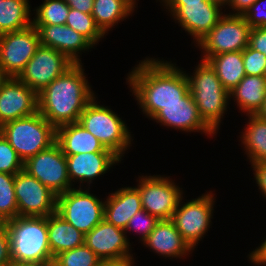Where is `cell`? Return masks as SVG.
<instances>
[{"instance_id": "cell-1", "label": "cell", "mask_w": 266, "mask_h": 266, "mask_svg": "<svg viewBox=\"0 0 266 266\" xmlns=\"http://www.w3.org/2000/svg\"><path fill=\"white\" fill-rule=\"evenodd\" d=\"M138 62L125 79L129 92L147 118L151 119L167 104L180 103L189 92L185 69L176 62L150 56Z\"/></svg>"}, {"instance_id": "cell-2", "label": "cell", "mask_w": 266, "mask_h": 266, "mask_svg": "<svg viewBox=\"0 0 266 266\" xmlns=\"http://www.w3.org/2000/svg\"><path fill=\"white\" fill-rule=\"evenodd\" d=\"M84 71L83 63H74L38 93V112L55 128L78 122L96 96Z\"/></svg>"}, {"instance_id": "cell-3", "label": "cell", "mask_w": 266, "mask_h": 266, "mask_svg": "<svg viewBox=\"0 0 266 266\" xmlns=\"http://www.w3.org/2000/svg\"><path fill=\"white\" fill-rule=\"evenodd\" d=\"M196 65L191 75L185 71L189 91L203 121L218 134L220 123L230 109V95L208 61L200 59Z\"/></svg>"}, {"instance_id": "cell-4", "label": "cell", "mask_w": 266, "mask_h": 266, "mask_svg": "<svg viewBox=\"0 0 266 266\" xmlns=\"http://www.w3.org/2000/svg\"><path fill=\"white\" fill-rule=\"evenodd\" d=\"M111 107L100 105L97 95L86 105L78 123L121 160L134 140L125 120Z\"/></svg>"}, {"instance_id": "cell-5", "label": "cell", "mask_w": 266, "mask_h": 266, "mask_svg": "<svg viewBox=\"0 0 266 266\" xmlns=\"http://www.w3.org/2000/svg\"><path fill=\"white\" fill-rule=\"evenodd\" d=\"M0 133L23 162L56 142V128L39 112L2 124Z\"/></svg>"}, {"instance_id": "cell-6", "label": "cell", "mask_w": 266, "mask_h": 266, "mask_svg": "<svg viewBox=\"0 0 266 266\" xmlns=\"http://www.w3.org/2000/svg\"><path fill=\"white\" fill-rule=\"evenodd\" d=\"M13 264L53 258L49 248L47 217H21L8 220Z\"/></svg>"}, {"instance_id": "cell-7", "label": "cell", "mask_w": 266, "mask_h": 266, "mask_svg": "<svg viewBox=\"0 0 266 266\" xmlns=\"http://www.w3.org/2000/svg\"><path fill=\"white\" fill-rule=\"evenodd\" d=\"M91 188H72L57 196L56 213L84 235L104 219L105 198Z\"/></svg>"}, {"instance_id": "cell-8", "label": "cell", "mask_w": 266, "mask_h": 266, "mask_svg": "<svg viewBox=\"0 0 266 266\" xmlns=\"http://www.w3.org/2000/svg\"><path fill=\"white\" fill-rule=\"evenodd\" d=\"M212 192L206 191L201 196L186 202L182 196L171 218L182 238L193 250L197 248L212 225L211 219L216 203L215 194Z\"/></svg>"}, {"instance_id": "cell-9", "label": "cell", "mask_w": 266, "mask_h": 266, "mask_svg": "<svg viewBox=\"0 0 266 266\" xmlns=\"http://www.w3.org/2000/svg\"><path fill=\"white\" fill-rule=\"evenodd\" d=\"M170 177L141 174L134 186L140 193L142 208L158 220L171 219L179 200L185 194L183 188Z\"/></svg>"}, {"instance_id": "cell-10", "label": "cell", "mask_w": 266, "mask_h": 266, "mask_svg": "<svg viewBox=\"0 0 266 266\" xmlns=\"http://www.w3.org/2000/svg\"><path fill=\"white\" fill-rule=\"evenodd\" d=\"M251 27L242 15L224 14L210 32L195 47L201 51V58L225 52L242 51L248 46Z\"/></svg>"}, {"instance_id": "cell-11", "label": "cell", "mask_w": 266, "mask_h": 266, "mask_svg": "<svg viewBox=\"0 0 266 266\" xmlns=\"http://www.w3.org/2000/svg\"><path fill=\"white\" fill-rule=\"evenodd\" d=\"M124 229L114 226L103 219L89 233L85 234L84 244L101 260H108L118 266L137 264Z\"/></svg>"}, {"instance_id": "cell-12", "label": "cell", "mask_w": 266, "mask_h": 266, "mask_svg": "<svg viewBox=\"0 0 266 266\" xmlns=\"http://www.w3.org/2000/svg\"><path fill=\"white\" fill-rule=\"evenodd\" d=\"M24 170L57 196L74 188L69 180L66 156L56 142L28 158Z\"/></svg>"}, {"instance_id": "cell-13", "label": "cell", "mask_w": 266, "mask_h": 266, "mask_svg": "<svg viewBox=\"0 0 266 266\" xmlns=\"http://www.w3.org/2000/svg\"><path fill=\"white\" fill-rule=\"evenodd\" d=\"M39 46L40 36L33 25L0 35V70L17 78Z\"/></svg>"}, {"instance_id": "cell-14", "label": "cell", "mask_w": 266, "mask_h": 266, "mask_svg": "<svg viewBox=\"0 0 266 266\" xmlns=\"http://www.w3.org/2000/svg\"><path fill=\"white\" fill-rule=\"evenodd\" d=\"M18 216L48 217L56 213L57 195L25 170L15 174Z\"/></svg>"}, {"instance_id": "cell-15", "label": "cell", "mask_w": 266, "mask_h": 266, "mask_svg": "<svg viewBox=\"0 0 266 266\" xmlns=\"http://www.w3.org/2000/svg\"><path fill=\"white\" fill-rule=\"evenodd\" d=\"M73 64L63 53L40 45L17 78L38 94Z\"/></svg>"}, {"instance_id": "cell-16", "label": "cell", "mask_w": 266, "mask_h": 266, "mask_svg": "<svg viewBox=\"0 0 266 266\" xmlns=\"http://www.w3.org/2000/svg\"><path fill=\"white\" fill-rule=\"evenodd\" d=\"M164 11L193 38L194 46L204 38L225 14L223 8L215 3L202 1L185 5H162Z\"/></svg>"}, {"instance_id": "cell-17", "label": "cell", "mask_w": 266, "mask_h": 266, "mask_svg": "<svg viewBox=\"0 0 266 266\" xmlns=\"http://www.w3.org/2000/svg\"><path fill=\"white\" fill-rule=\"evenodd\" d=\"M150 120L160 126L180 130L185 133H201L212 138L216 133L203 121L190 91L181 99L180 103L163 106Z\"/></svg>"}, {"instance_id": "cell-18", "label": "cell", "mask_w": 266, "mask_h": 266, "mask_svg": "<svg viewBox=\"0 0 266 266\" xmlns=\"http://www.w3.org/2000/svg\"><path fill=\"white\" fill-rule=\"evenodd\" d=\"M65 156L69 180L74 188H85V185L86 188L92 187L91 184L97 177L99 179L104 176L109 169L122 161L113 152H86Z\"/></svg>"}, {"instance_id": "cell-19", "label": "cell", "mask_w": 266, "mask_h": 266, "mask_svg": "<svg viewBox=\"0 0 266 266\" xmlns=\"http://www.w3.org/2000/svg\"><path fill=\"white\" fill-rule=\"evenodd\" d=\"M38 112V94L16 77H7L0 87V126Z\"/></svg>"}, {"instance_id": "cell-20", "label": "cell", "mask_w": 266, "mask_h": 266, "mask_svg": "<svg viewBox=\"0 0 266 266\" xmlns=\"http://www.w3.org/2000/svg\"><path fill=\"white\" fill-rule=\"evenodd\" d=\"M39 33L40 45L66 55L73 63H82L81 53L95 48L83 35L65 25H33ZM85 51V52H84Z\"/></svg>"}, {"instance_id": "cell-21", "label": "cell", "mask_w": 266, "mask_h": 266, "mask_svg": "<svg viewBox=\"0 0 266 266\" xmlns=\"http://www.w3.org/2000/svg\"><path fill=\"white\" fill-rule=\"evenodd\" d=\"M142 245L165 259L184 260L186 255L194 251L182 238L171 219L159 220Z\"/></svg>"}, {"instance_id": "cell-22", "label": "cell", "mask_w": 266, "mask_h": 266, "mask_svg": "<svg viewBox=\"0 0 266 266\" xmlns=\"http://www.w3.org/2000/svg\"><path fill=\"white\" fill-rule=\"evenodd\" d=\"M142 209L139 191L134 186L121 187L108 193L105 199L104 219L125 230L131 217Z\"/></svg>"}, {"instance_id": "cell-23", "label": "cell", "mask_w": 266, "mask_h": 266, "mask_svg": "<svg viewBox=\"0 0 266 266\" xmlns=\"http://www.w3.org/2000/svg\"><path fill=\"white\" fill-rule=\"evenodd\" d=\"M56 143L64 155L79 153L112 152L78 122L56 128Z\"/></svg>"}, {"instance_id": "cell-24", "label": "cell", "mask_w": 266, "mask_h": 266, "mask_svg": "<svg viewBox=\"0 0 266 266\" xmlns=\"http://www.w3.org/2000/svg\"><path fill=\"white\" fill-rule=\"evenodd\" d=\"M229 95L244 115L257 114L266 98V76L246 75Z\"/></svg>"}, {"instance_id": "cell-25", "label": "cell", "mask_w": 266, "mask_h": 266, "mask_svg": "<svg viewBox=\"0 0 266 266\" xmlns=\"http://www.w3.org/2000/svg\"><path fill=\"white\" fill-rule=\"evenodd\" d=\"M139 1V0H137ZM136 0H94L91 15L100 31L106 36L118 23L123 22L138 6Z\"/></svg>"}, {"instance_id": "cell-26", "label": "cell", "mask_w": 266, "mask_h": 266, "mask_svg": "<svg viewBox=\"0 0 266 266\" xmlns=\"http://www.w3.org/2000/svg\"><path fill=\"white\" fill-rule=\"evenodd\" d=\"M47 231L53 258L63 251L84 245L85 235L57 213L47 217Z\"/></svg>"}, {"instance_id": "cell-27", "label": "cell", "mask_w": 266, "mask_h": 266, "mask_svg": "<svg viewBox=\"0 0 266 266\" xmlns=\"http://www.w3.org/2000/svg\"><path fill=\"white\" fill-rule=\"evenodd\" d=\"M247 123L241 131V148L249 163L266 162V119L257 114H248Z\"/></svg>"}, {"instance_id": "cell-28", "label": "cell", "mask_w": 266, "mask_h": 266, "mask_svg": "<svg viewBox=\"0 0 266 266\" xmlns=\"http://www.w3.org/2000/svg\"><path fill=\"white\" fill-rule=\"evenodd\" d=\"M207 61L228 92H231L246 76L242 51L221 53L211 56Z\"/></svg>"}, {"instance_id": "cell-29", "label": "cell", "mask_w": 266, "mask_h": 266, "mask_svg": "<svg viewBox=\"0 0 266 266\" xmlns=\"http://www.w3.org/2000/svg\"><path fill=\"white\" fill-rule=\"evenodd\" d=\"M29 0H1L0 35L20 31L32 25Z\"/></svg>"}, {"instance_id": "cell-30", "label": "cell", "mask_w": 266, "mask_h": 266, "mask_svg": "<svg viewBox=\"0 0 266 266\" xmlns=\"http://www.w3.org/2000/svg\"><path fill=\"white\" fill-rule=\"evenodd\" d=\"M69 11L64 0H45L33 9L32 25H65Z\"/></svg>"}, {"instance_id": "cell-31", "label": "cell", "mask_w": 266, "mask_h": 266, "mask_svg": "<svg viewBox=\"0 0 266 266\" xmlns=\"http://www.w3.org/2000/svg\"><path fill=\"white\" fill-rule=\"evenodd\" d=\"M66 25L83 35L93 46L99 44L105 35L97 27L91 14L70 8Z\"/></svg>"}, {"instance_id": "cell-32", "label": "cell", "mask_w": 266, "mask_h": 266, "mask_svg": "<svg viewBox=\"0 0 266 266\" xmlns=\"http://www.w3.org/2000/svg\"><path fill=\"white\" fill-rule=\"evenodd\" d=\"M14 180L15 174L0 173V222H7L18 216Z\"/></svg>"}, {"instance_id": "cell-33", "label": "cell", "mask_w": 266, "mask_h": 266, "mask_svg": "<svg viewBox=\"0 0 266 266\" xmlns=\"http://www.w3.org/2000/svg\"><path fill=\"white\" fill-rule=\"evenodd\" d=\"M56 266H95L101 259L85 244L54 257Z\"/></svg>"}, {"instance_id": "cell-34", "label": "cell", "mask_w": 266, "mask_h": 266, "mask_svg": "<svg viewBox=\"0 0 266 266\" xmlns=\"http://www.w3.org/2000/svg\"><path fill=\"white\" fill-rule=\"evenodd\" d=\"M24 170V162L0 133V173L16 174Z\"/></svg>"}, {"instance_id": "cell-35", "label": "cell", "mask_w": 266, "mask_h": 266, "mask_svg": "<svg viewBox=\"0 0 266 266\" xmlns=\"http://www.w3.org/2000/svg\"><path fill=\"white\" fill-rule=\"evenodd\" d=\"M158 221L159 220L155 216H152L147 211L142 209L133 215L129 220L128 225L125 228L126 236L127 233L129 234L130 232H136V234L138 233L140 235L139 243L140 241L142 243L153 231Z\"/></svg>"}, {"instance_id": "cell-36", "label": "cell", "mask_w": 266, "mask_h": 266, "mask_svg": "<svg viewBox=\"0 0 266 266\" xmlns=\"http://www.w3.org/2000/svg\"><path fill=\"white\" fill-rule=\"evenodd\" d=\"M243 64L246 75L265 76L266 55L249 46L242 50Z\"/></svg>"}, {"instance_id": "cell-37", "label": "cell", "mask_w": 266, "mask_h": 266, "mask_svg": "<svg viewBox=\"0 0 266 266\" xmlns=\"http://www.w3.org/2000/svg\"><path fill=\"white\" fill-rule=\"evenodd\" d=\"M242 16L251 28L266 27V0H257Z\"/></svg>"}, {"instance_id": "cell-38", "label": "cell", "mask_w": 266, "mask_h": 266, "mask_svg": "<svg viewBox=\"0 0 266 266\" xmlns=\"http://www.w3.org/2000/svg\"><path fill=\"white\" fill-rule=\"evenodd\" d=\"M0 266H13L11 238L6 222H0Z\"/></svg>"}, {"instance_id": "cell-39", "label": "cell", "mask_w": 266, "mask_h": 266, "mask_svg": "<svg viewBox=\"0 0 266 266\" xmlns=\"http://www.w3.org/2000/svg\"><path fill=\"white\" fill-rule=\"evenodd\" d=\"M248 46L266 55V27L251 28Z\"/></svg>"}, {"instance_id": "cell-40", "label": "cell", "mask_w": 266, "mask_h": 266, "mask_svg": "<svg viewBox=\"0 0 266 266\" xmlns=\"http://www.w3.org/2000/svg\"><path fill=\"white\" fill-rule=\"evenodd\" d=\"M249 165L252 167L255 184L260 194L266 199V162L251 163Z\"/></svg>"}, {"instance_id": "cell-41", "label": "cell", "mask_w": 266, "mask_h": 266, "mask_svg": "<svg viewBox=\"0 0 266 266\" xmlns=\"http://www.w3.org/2000/svg\"><path fill=\"white\" fill-rule=\"evenodd\" d=\"M260 246L253 249V251L248 254L249 263L254 266H266V238L259 244Z\"/></svg>"}, {"instance_id": "cell-42", "label": "cell", "mask_w": 266, "mask_h": 266, "mask_svg": "<svg viewBox=\"0 0 266 266\" xmlns=\"http://www.w3.org/2000/svg\"><path fill=\"white\" fill-rule=\"evenodd\" d=\"M257 0H231L230 5L228 6L230 15H243L247 9L256 2ZM230 9H232L230 11Z\"/></svg>"}, {"instance_id": "cell-43", "label": "cell", "mask_w": 266, "mask_h": 266, "mask_svg": "<svg viewBox=\"0 0 266 266\" xmlns=\"http://www.w3.org/2000/svg\"><path fill=\"white\" fill-rule=\"evenodd\" d=\"M70 8L79 10L86 14H91L94 0H64Z\"/></svg>"}, {"instance_id": "cell-44", "label": "cell", "mask_w": 266, "mask_h": 266, "mask_svg": "<svg viewBox=\"0 0 266 266\" xmlns=\"http://www.w3.org/2000/svg\"><path fill=\"white\" fill-rule=\"evenodd\" d=\"M158 1L160 2V5H185L199 3L202 1L212 2V0H156V2Z\"/></svg>"}, {"instance_id": "cell-45", "label": "cell", "mask_w": 266, "mask_h": 266, "mask_svg": "<svg viewBox=\"0 0 266 266\" xmlns=\"http://www.w3.org/2000/svg\"><path fill=\"white\" fill-rule=\"evenodd\" d=\"M13 266H56L54 258L36 261V262H29L24 264H13Z\"/></svg>"}, {"instance_id": "cell-46", "label": "cell", "mask_w": 266, "mask_h": 266, "mask_svg": "<svg viewBox=\"0 0 266 266\" xmlns=\"http://www.w3.org/2000/svg\"><path fill=\"white\" fill-rule=\"evenodd\" d=\"M212 3L220 5L222 8L225 9L224 11L226 12V8H228V6L230 5L231 0H212Z\"/></svg>"}, {"instance_id": "cell-47", "label": "cell", "mask_w": 266, "mask_h": 266, "mask_svg": "<svg viewBox=\"0 0 266 266\" xmlns=\"http://www.w3.org/2000/svg\"><path fill=\"white\" fill-rule=\"evenodd\" d=\"M257 115L262 119H266V98L263 102L261 109L257 112Z\"/></svg>"}, {"instance_id": "cell-48", "label": "cell", "mask_w": 266, "mask_h": 266, "mask_svg": "<svg viewBox=\"0 0 266 266\" xmlns=\"http://www.w3.org/2000/svg\"><path fill=\"white\" fill-rule=\"evenodd\" d=\"M95 266H118V265L108 260H101Z\"/></svg>"}, {"instance_id": "cell-49", "label": "cell", "mask_w": 266, "mask_h": 266, "mask_svg": "<svg viewBox=\"0 0 266 266\" xmlns=\"http://www.w3.org/2000/svg\"><path fill=\"white\" fill-rule=\"evenodd\" d=\"M6 78L7 76L0 70V87Z\"/></svg>"}]
</instances>
